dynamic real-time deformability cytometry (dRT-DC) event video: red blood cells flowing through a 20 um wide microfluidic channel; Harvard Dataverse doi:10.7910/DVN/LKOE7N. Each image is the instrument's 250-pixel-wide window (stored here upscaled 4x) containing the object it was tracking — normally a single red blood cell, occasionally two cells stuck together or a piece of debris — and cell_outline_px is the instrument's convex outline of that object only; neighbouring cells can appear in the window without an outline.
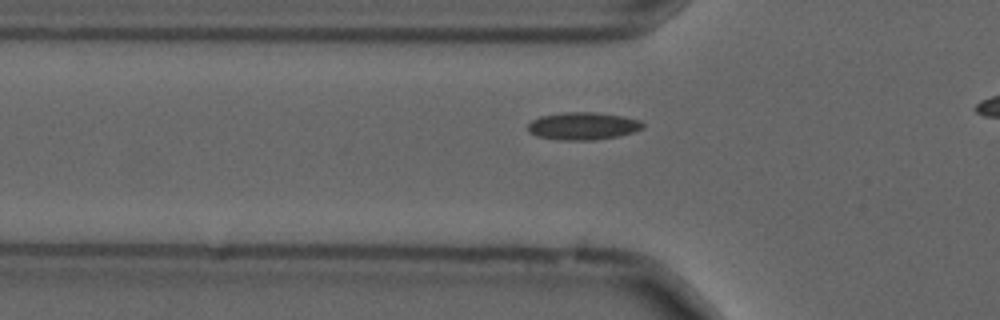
{"species": "common noctule bat (a hibernating species)", "species_latin": "Nyctalus noctula", "temperature_condition": "cold", "stored_images_in_passage": 39, "camera_frame_rate_fps": 3000, "um_per_image_px": 0.085, "animal": {"sex": "male", "forearm_length_mm": 52.5}, "frame": {"image": 1, "passage_image": 12, "time_ms": 3.667, "image_size_px": [1000, 320], "cell_outline_px": [[644, 128], [632, 132], [616, 136], [592, 140], [564, 140], [536, 136], [528, 128], [528, 124], [532, 120], [540, 116], [564, 112], [592, 112], [624, 116], [640, 120], [644, 124]], "centroid_in_image_um": [49.56, 10.7], "position_along_channel_um": 76.2, "area_um2": 18.26}}
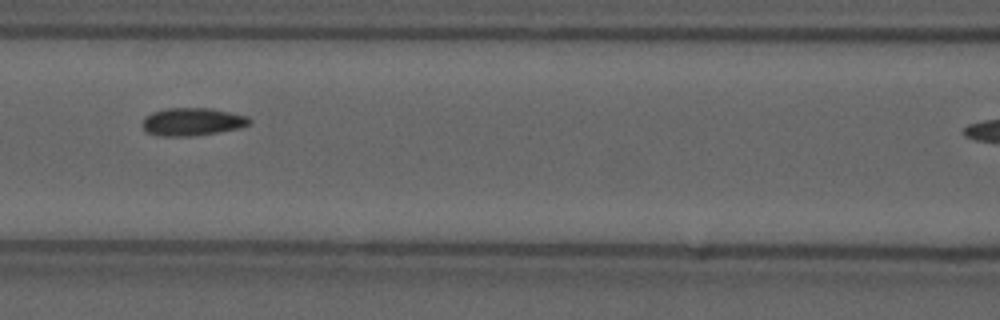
{"frame": {"image": 2, "passage_image": 18, "time_ms": 5.667, "image_size_px": [1000, 320], "cell_outline_px": [[252, 124], [240, 128], [220, 132], [192, 136], [156, 136], [148, 132], [140, 124], [144, 116], [152, 112], [164, 108], [212, 108], [248, 116], [252, 120]], "centroid_in_image_um": [16.35, 10.35], "position_along_channel_um": 150.3, "area_um2": 17.74}}
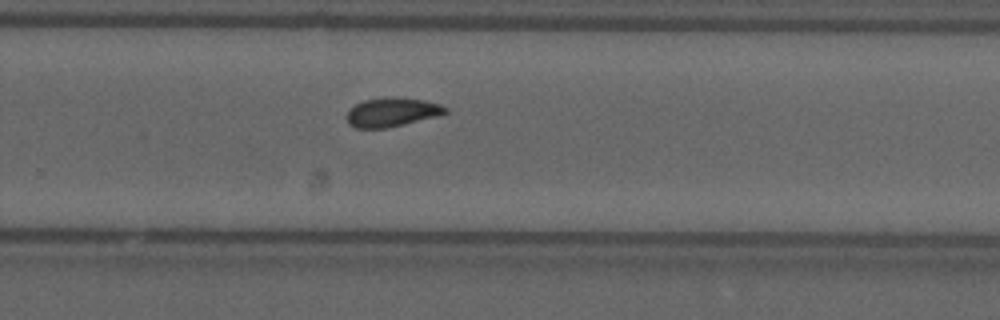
{"frame": {"image": 3, "passage_image": 30, "time_ms": 9.667, "image_size_px": [1000, 320], "cell_outline_px": [[448, 112], [440, 116], [388, 128], [356, 128], [348, 124], [348, 112], [356, 104], [364, 100], [388, 96], [392, 96], [420, 100], [440, 104], [448, 108]], "centroid_in_image_um": [33.35, 9.54], "position_along_channel_um": 296.4, "area_um2": 16.7}}